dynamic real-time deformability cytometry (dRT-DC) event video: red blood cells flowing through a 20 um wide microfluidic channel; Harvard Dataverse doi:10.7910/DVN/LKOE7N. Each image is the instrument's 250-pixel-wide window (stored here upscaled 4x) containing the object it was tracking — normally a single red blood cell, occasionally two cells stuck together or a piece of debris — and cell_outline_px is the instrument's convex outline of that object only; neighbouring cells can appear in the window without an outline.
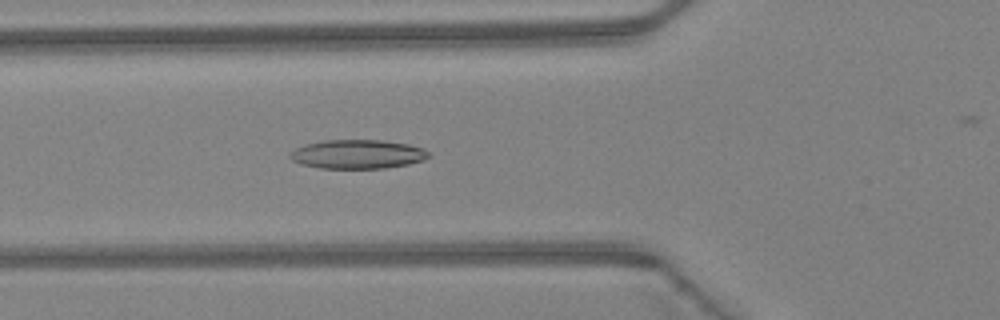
{"species": "Egyptian fruit bat (a non-hibernating species)", "species_latin": "Rousettus aegyptiacus", "temperature_condition": "warm", "stored_images_in_passage": 26, "camera_frame_rate_fps": 3000, "um_per_image_px": 0.085, "animal": {"sex": "female"}, "frame": {"image": 1, "passage_image": 18, "time_ms": 5.667, "image_size_px": [1000, 320], "cell_outline_px": [[432, 156], [424, 160], [408, 164], [384, 168], [320, 168], [304, 164], [292, 160], [288, 156], [296, 148], [304, 144], [324, 140], [384, 140], [408, 144], [424, 148]], "centroid_in_image_um": [30.43, 13.1], "position_along_channel_um": 95.4, "area_um2": 23.41}}
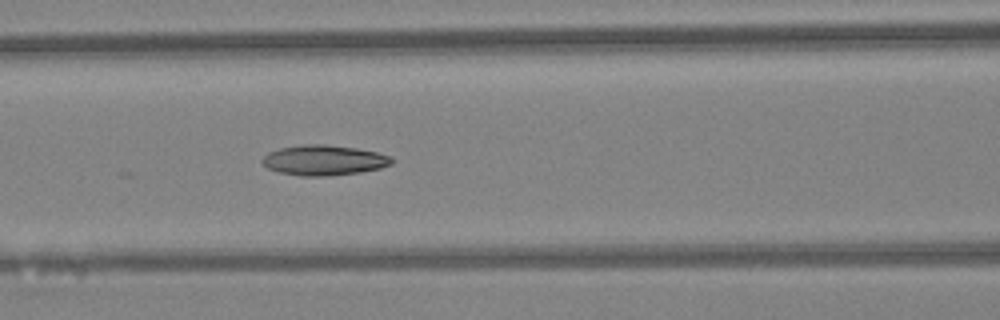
{"frame": {"image": 2, "passage_image": 21, "time_ms": 6.667, "image_size_px": [1000, 320], "cell_outline_px": [[392, 164], [380, 168], [360, 172], [328, 176], [300, 176], [280, 172], [268, 168], [260, 160], [268, 152], [280, 148], [304, 144], [324, 144], [356, 148], [376, 152], [392, 156]], "centroid_in_image_um": [27.53, 13.61], "position_along_channel_um": 139.1, "area_um2": 22.77}}
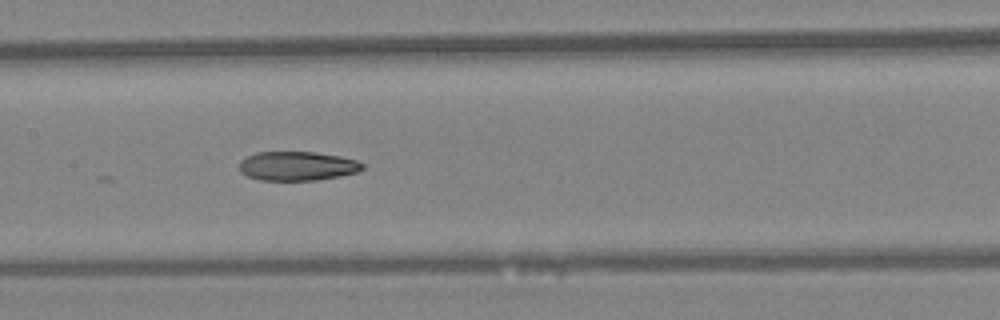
{"frame": {"image": 3, "passage_image": 24, "time_ms": 7.667, "image_size_px": [1000, 320], "cell_outline_px": [[364, 168], [356, 172], [340, 176], [316, 180], [260, 180], [248, 176], [240, 172], [240, 160], [256, 152], [316, 152], [340, 156], [356, 160], [364, 164]], "centroid_in_image_um": [25.27, 14.11], "position_along_channel_um": 182.1, "area_um2": 20.87}}